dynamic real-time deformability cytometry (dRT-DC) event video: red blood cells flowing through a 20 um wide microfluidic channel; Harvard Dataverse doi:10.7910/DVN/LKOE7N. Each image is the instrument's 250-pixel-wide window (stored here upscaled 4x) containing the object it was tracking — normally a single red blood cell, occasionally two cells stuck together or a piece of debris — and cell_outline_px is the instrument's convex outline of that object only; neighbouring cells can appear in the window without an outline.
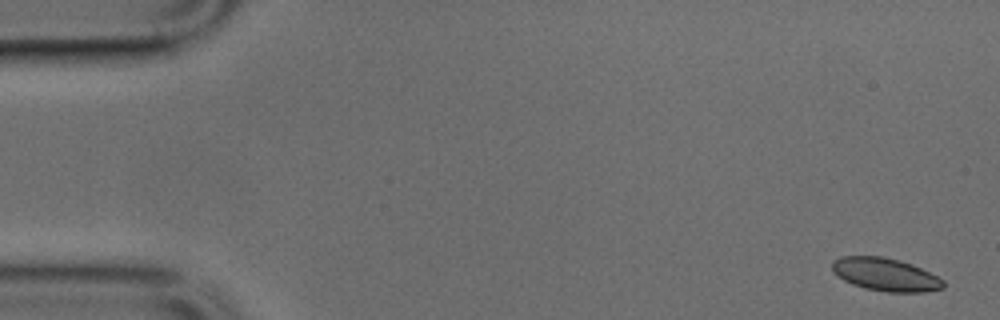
{"species": "common noctule bat (a hibernating species)", "species_latin": "Nyctalus noctula", "temperature_condition": "cold", "stored_images_in_passage": 49, "camera_frame_rate_fps": 3000, "um_per_image_px": 0.085, "animal": {"sex": "male", "body_mass_g": 17.9, "forearm_length_mm": 54.2}, "frame": {"image": 1, "passage_image": 1, "time_ms": 0.0, "image_size_px": [1000, 320], "cell_outline_px": [[944, 288], [924, 292], [888, 292], [864, 288], [852, 284], [844, 280], [832, 268], [832, 260], [840, 256], [884, 256], [900, 260], [912, 264], [944, 280]], "centroid_in_image_um": [75.27, 23.32], "position_along_channel_um": 9.7, "area_um2": 21.27}}
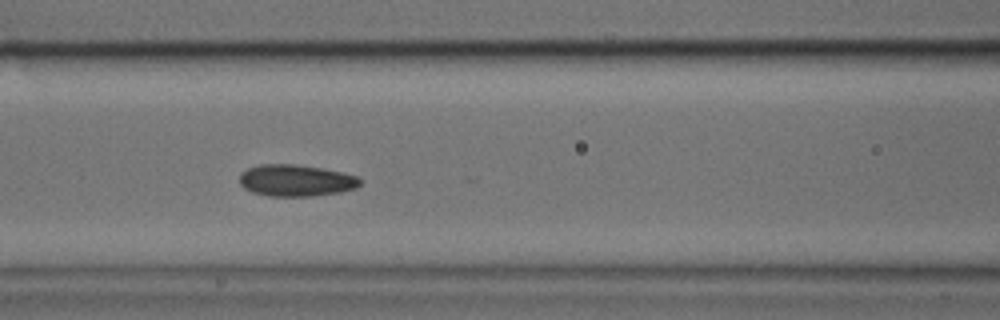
{"frame": {"image": 2, "passage_image": 20, "time_ms": 6.333, "image_size_px": [1000, 320], "cell_outline_px": [[364, 180], [356, 188], [340, 192], [312, 196], [268, 196], [252, 192], [244, 188], [240, 184], [240, 172], [248, 168], [260, 164], [296, 164], [324, 168], [360, 176]], "centroid_in_image_um": [25.19, 15.33], "position_along_channel_um": 141.4, "area_um2": 22.6}}
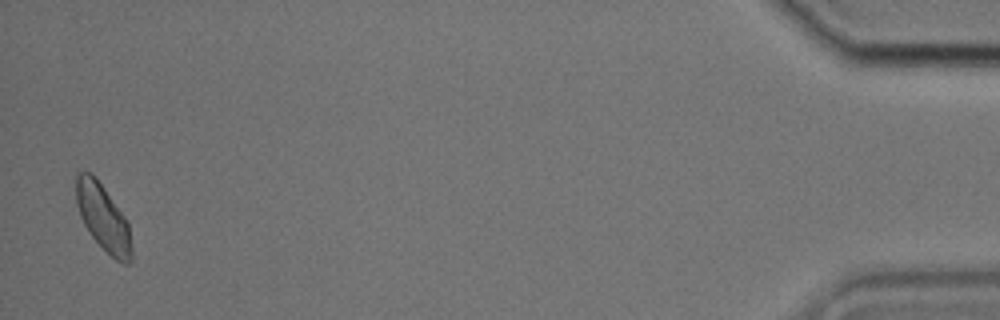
{"frame": {"image": 3, "passage_image": 48, "time_ms": 15.667, "image_size_px": [1000, 320], "cell_outline_px": [[132, 260], [128, 264], [124, 264], [116, 260], [92, 236], [84, 224], [80, 216], [76, 204], [76, 176], [80, 172], [92, 172], [96, 176], [128, 220], [132, 248]], "centroid_in_image_um": [8.78, 18.47], "position_along_channel_um": 426.4, "area_um2": 21.56}}